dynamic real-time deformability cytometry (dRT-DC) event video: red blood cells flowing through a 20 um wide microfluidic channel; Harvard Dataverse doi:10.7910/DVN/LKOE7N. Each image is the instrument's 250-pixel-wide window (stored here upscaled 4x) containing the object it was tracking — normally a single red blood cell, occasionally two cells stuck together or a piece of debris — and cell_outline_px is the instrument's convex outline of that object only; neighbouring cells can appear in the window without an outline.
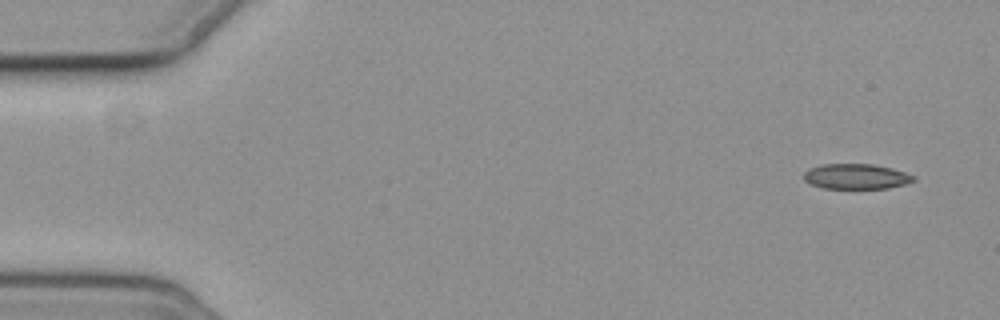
{"species": "common noctule bat (a hibernating species)", "species_latin": "Nyctalus noctula", "temperature_condition": "cold", "stored_images_in_passage": 5, "camera_frame_rate_fps": 3000, "um_per_image_px": 0.085, "animal": {"sex": "female", "body_mass_g": 19.3, "forearm_length_mm": 54.1}, "frame": {"image": 1, "passage_image": 1, "time_ms": 0.0, "image_size_px": [1000, 320], "cell_outline_px": [[916, 180], [904, 184], [888, 188], [824, 188], [812, 184], [804, 180], [804, 172], [808, 168], [820, 164], [872, 164], [892, 168], [916, 176]], "centroid_in_image_um": [72.77, 14.99], "position_along_channel_um": 12.2, "area_um2": 16.13}}